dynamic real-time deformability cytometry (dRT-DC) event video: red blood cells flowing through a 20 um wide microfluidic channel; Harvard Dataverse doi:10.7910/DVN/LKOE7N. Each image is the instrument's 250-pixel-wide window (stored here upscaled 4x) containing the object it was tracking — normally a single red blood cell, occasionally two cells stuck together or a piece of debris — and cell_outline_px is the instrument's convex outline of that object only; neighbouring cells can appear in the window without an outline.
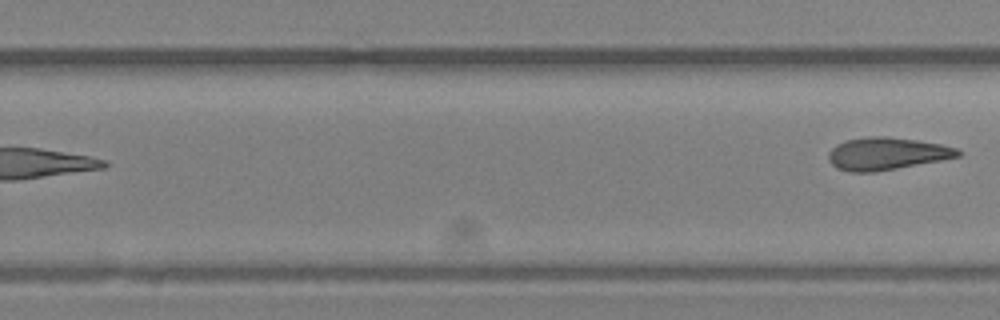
{"species": "Egyptian fruit bat (a non-hibernating species)", "species_latin": "Rousettus aegyptiacus", "temperature_condition": "room temperature", "stored_images_in_passage": 15, "segment_of_instrument_passage": [2, 2], "camera_frame_rate_fps": 3000, "um_per_image_px": 0.085, "animal": {"sex": "female"}, "frame": {"image": 1, "passage_image": 15, "time_ms": 4.667, "image_size_px": [1000, 320], "cell_outline_px": [[964, 152], [960, 156], [940, 160], [896, 168], [872, 172], [848, 172], [836, 168], [828, 160], [828, 152], [836, 144], [844, 140], [872, 136], [884, 136], [916, 140], [940, 144], [960, 148]], "centroid_in_image_um": [75.36, 13.05], "position_along_channel_um": 254.4, "area_um2": 24.51}}